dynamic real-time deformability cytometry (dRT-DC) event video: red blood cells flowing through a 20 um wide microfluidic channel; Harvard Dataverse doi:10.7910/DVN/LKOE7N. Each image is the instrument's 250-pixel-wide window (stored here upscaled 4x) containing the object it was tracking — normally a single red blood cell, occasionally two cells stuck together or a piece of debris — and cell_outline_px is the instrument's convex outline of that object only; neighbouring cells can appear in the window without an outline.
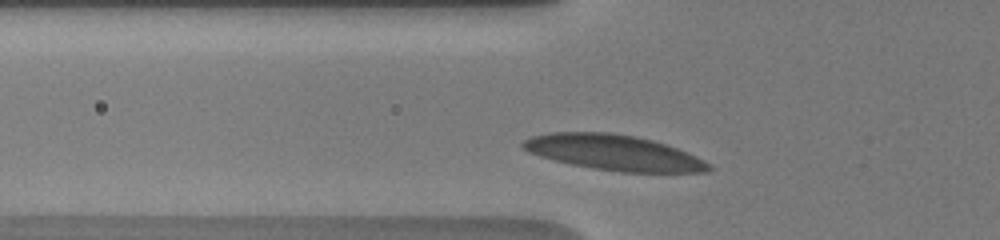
{"species": "human", "species_latin": "Homo sapiens", "temperature_condition": "warm", "stored_images_in_passage": 56, "camera_frame_rate_fps": 3000, "um_per_image_px": 0.085, "donor": {"sex": "male"}, "frame": {"image": 1, "passage_image": 4, "time_ms": 0.333, "image_size_px": [1000, 240], "cell_outline_px": [[712, 168], [708, 172], [620, 172], [592, 168], [572, 164], [540, 156], [528, 152], [520, 144], [524, 140], [532, 136], [548, 132], [608, 132], [636, 136], [652, 140], [688, 152], [712, 164]], "centroid_in_image_um": [52.19, 12.97], "position_along_channel_um": 73.6, "area_um2": 38.32}}
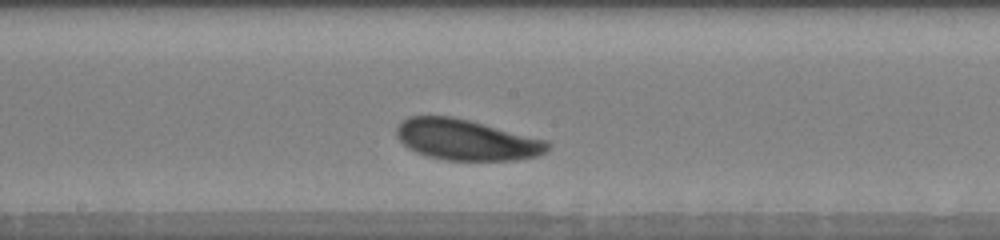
{"frame": {"image": 2, "passage_image": 30, "time_ms": 4.0, "image_size_px": [1000, 240], "cell_outline_px": [[552, 144], [544, 152], [536, 156], [516, 160], [448, 160], [428, 156], [416, 152], [408, 148], [396, 136], [396, 124], [400, 120], [408, 116], [452, 116], [548, 140]], "centroid_in_image_um": [39.61, 11.87], "position_along_channel_um": 208.6, "area_um2": 35.95}}
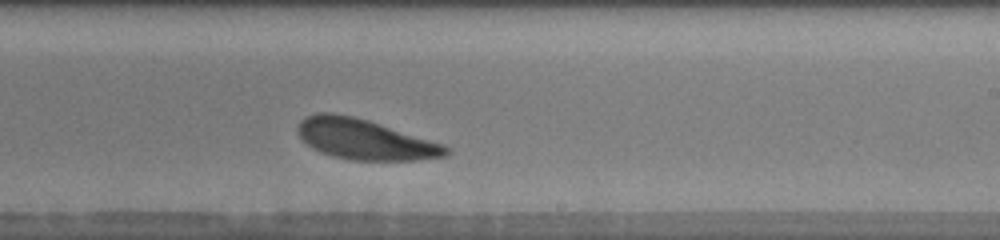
{"frame": {"image": 3, "passage_image": 39, "time_ms": 5.333, "image_size_px": [1000, 240], "cell_outline_px": [[452, 152], [444, 156], [416, 160], [348, 160], [332, 156], [320, 152], [312, 148], [300, 136], [300, 120], [308, 116], [320, 112], [328, 112], [352, 116], [368, 120], [444, 144]], "centroid_in_image_um": [31.04, 11.86], "position_along_channel_um": 258.0, "area_um2": 34.45}}